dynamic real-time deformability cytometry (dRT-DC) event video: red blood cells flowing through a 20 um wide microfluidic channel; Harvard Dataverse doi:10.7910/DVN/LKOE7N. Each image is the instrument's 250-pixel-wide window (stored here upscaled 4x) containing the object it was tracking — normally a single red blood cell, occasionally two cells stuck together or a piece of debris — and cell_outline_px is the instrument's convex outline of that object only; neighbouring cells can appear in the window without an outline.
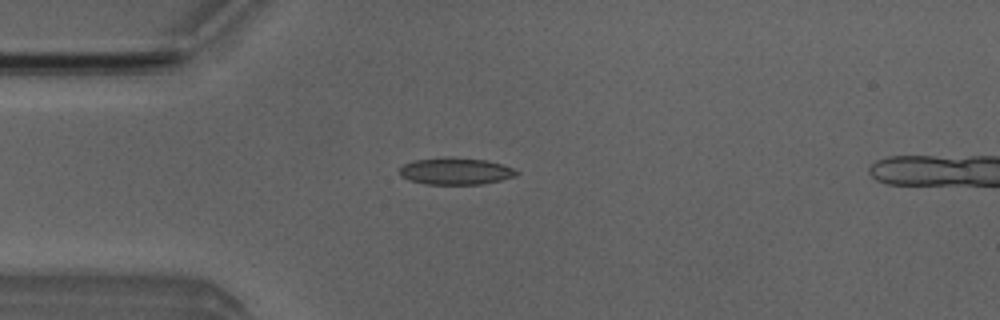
{"species": "Egyptian fruit bat (a non-hibernating species)", "species_latin": "Rousettus aegyptiacus", "temperature_condition": "room temperature", "stored_images_in_passage": 3, "camera_frame_rate_fps": 3000, "um_per_image_px": 0.085, "animal": {"sex": "male"}, "frame": {"image": 1, "passage_image": 3, "time_ms": 3.333, "image_size_px": [1000, 320], "cell_outline_px": [[520, 172], [516, 176], [500, 180], [480, 184], [424, 184], [408, 180], [400, 176], [400, 168], [404, 164], [416, 160], [444, 156], [452, 156], [488, 160], [512, 168]], "centroid_in_image_um": [38.71, 14.53], "position_along_channel_um": 46.3, "area_um2": 18.5}}